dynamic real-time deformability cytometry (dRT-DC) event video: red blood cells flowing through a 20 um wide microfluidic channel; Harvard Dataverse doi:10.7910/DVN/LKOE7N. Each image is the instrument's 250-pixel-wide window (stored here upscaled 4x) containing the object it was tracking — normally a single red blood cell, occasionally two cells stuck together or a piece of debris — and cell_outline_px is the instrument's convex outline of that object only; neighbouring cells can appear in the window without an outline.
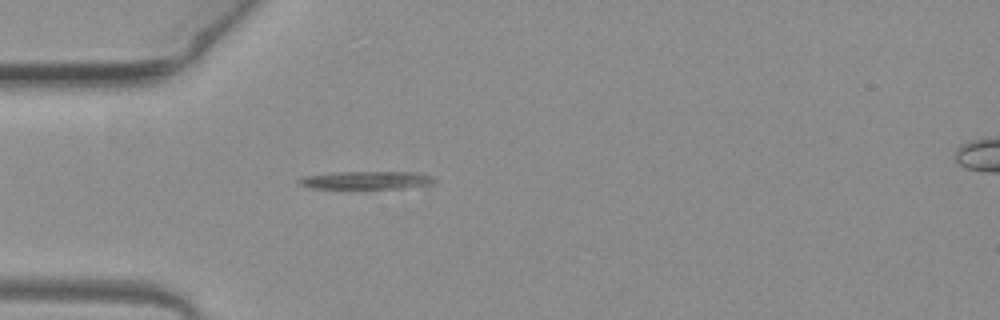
{"species": "common noctule bat (a hibernating species)", "species_latin": "Nyctalus noctula", "temperature_condition": "warm", "stored_images_in_passage": 10, "camera_frame_rate_fps": 3000, "um_per_image_px": 0.085, "animal": {"sex": "female", "body_mass_g": 19.3, "forearm_length_mm": 54.1}, "frame": {"image": 1, "passage_image": 1, "time_ms": 0.0, "image_size_px": [1000, 320], "cell_outline_px": [[436, 180], [432, 184], [404, 188], [312, 188], [296, 184], [296, 180], [304, 176], [336, 172], [416, 172], [432, 176]], "centroid_in_image_um": [31.12, 15.31], "position_along_channel_um": 53.9, "area_um2": 14.16}}
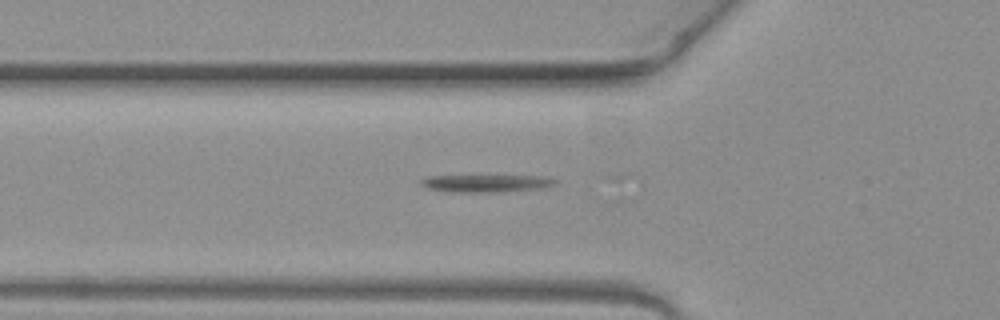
{"frame": {"image": 2, "passage_image": 4, "time_ms": 1.0, "image_size_px": [1000, 320], "cell_outline_px": [[560, 180], [556, 184], [544, 188], [500, 192], [444, 192], [428, 188], [420, 184], [420, 180], [424, 176], [548, 176]], "centroid_in_image_um": [41.36, 15.58], "position_along_channel_um": 84.4, "area_um2": 13.93}}